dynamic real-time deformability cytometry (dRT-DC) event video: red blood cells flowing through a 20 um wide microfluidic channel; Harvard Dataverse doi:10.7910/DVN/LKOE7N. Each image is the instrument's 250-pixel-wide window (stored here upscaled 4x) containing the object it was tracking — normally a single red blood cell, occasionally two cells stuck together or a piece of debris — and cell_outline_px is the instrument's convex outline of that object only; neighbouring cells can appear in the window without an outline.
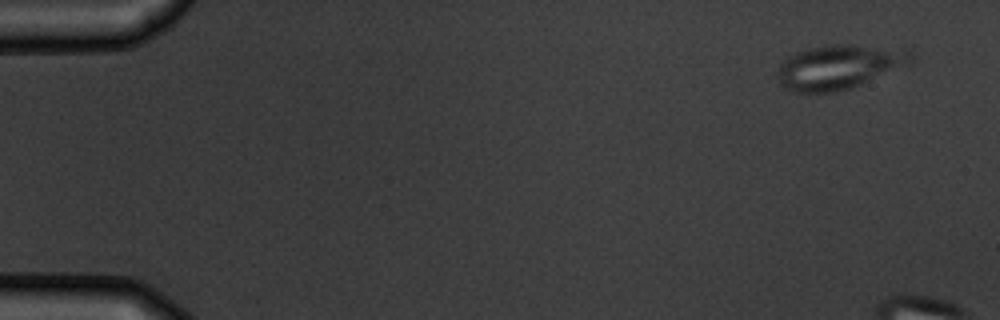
{"species": "common noctule bat (a hibernating species)", "species_latin": "Nyctalus noctula", "temperature_condition": "warm", "stored_images_in_passage": 4, "camera_frame_rate_fps": 3000, "um_per_image_px": 0.085, "animal": {"sex": "male", "body_mass_g": 19.5, "forearm_length_mm": 54.6}, "frame": {"image": 1, "passage_image": 1, "time_ms": 0.0, "image_size_px": [1000, 320], "cell_outline_px": [[916, 60], [908, 68], [852, 88], [836, 92], [792, 92], [780, 84], [776, 76], [776, 72], [780, 64], [788, 56], [796, 52], [812, 48], [832, 44], [856, 44], [908, 48], [912, 52]], "centroid_in_image_um": [71.47, 5.68], "position_along_channel_um": 13.5, "area_um2": 35.89}}